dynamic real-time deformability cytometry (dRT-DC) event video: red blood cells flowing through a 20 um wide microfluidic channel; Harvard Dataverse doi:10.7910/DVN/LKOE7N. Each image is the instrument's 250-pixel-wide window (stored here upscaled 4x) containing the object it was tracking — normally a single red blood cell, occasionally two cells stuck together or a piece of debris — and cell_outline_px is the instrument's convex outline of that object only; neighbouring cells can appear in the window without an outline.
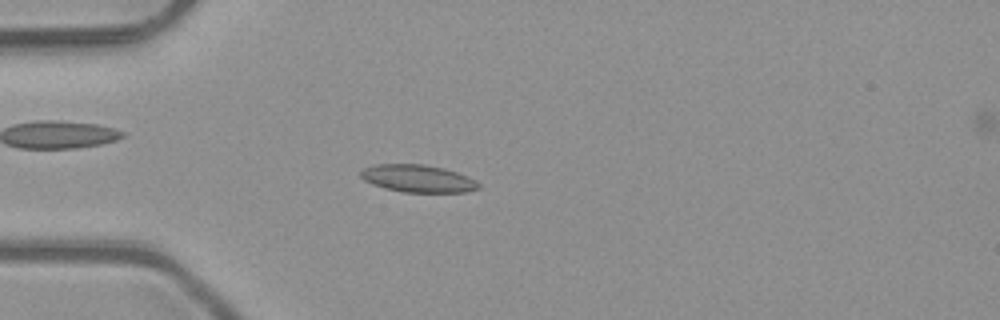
{"species": "common noctule bat (a hibernating species)", "species_latin": "Nyctalus noctula", "temperature_condition": "room temperature", "stored_images_in_passage": 50, "camera_frame_rate_fps": 3000, "um_per_image_px": 0.085, "animal": {"sex": "male", "body_mass_g": 23.1, "forearm_length_mm": 52.7}, "frame": {"image": 1, "passage_image": 13, "time_ms": 4.0, "image_size_px": [1000, 320], "cell_outline_px": [[480, 188], [468, 192], [404, 192], [384, 188], [372, 184], [364, 180], [360, 176], [360, 172], [364, 168], [372, 164], [424, 164], [444, 168], [468, 176], [476, 180], [480, 184]], "centroid_in_image_um": [35.52, 15.17], "position_along_channel_um": 49.5, "area_um2": 19.02}}
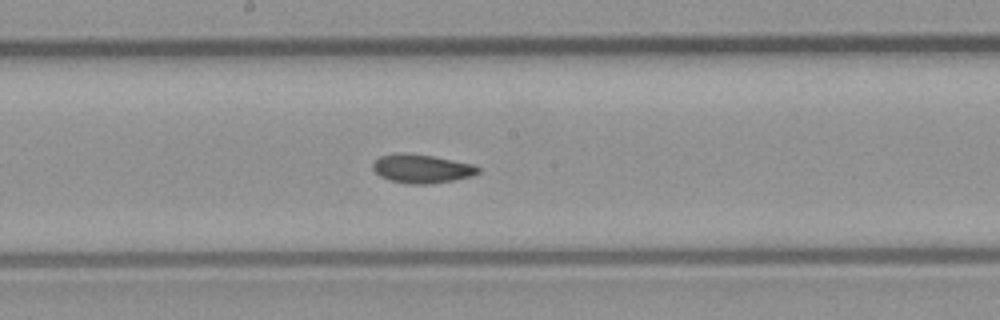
{"frame": {"image": 2, "passage_image": 26, "time_ms": 8.333, "image_size_px": [1000, 320], "cell_outline_px": [[480, 172], [472, 176], [432, 184], [408, 184], [392, 180], [380, 176], [372, 168], [372, 160], [380, 156], [400, 152], [432, 156], [476, 164], [480, 168]], "centroid_in_image_um": [35.85, 14.33], "position_along_channel_um": 212.3, "area_um2": 17.74}}
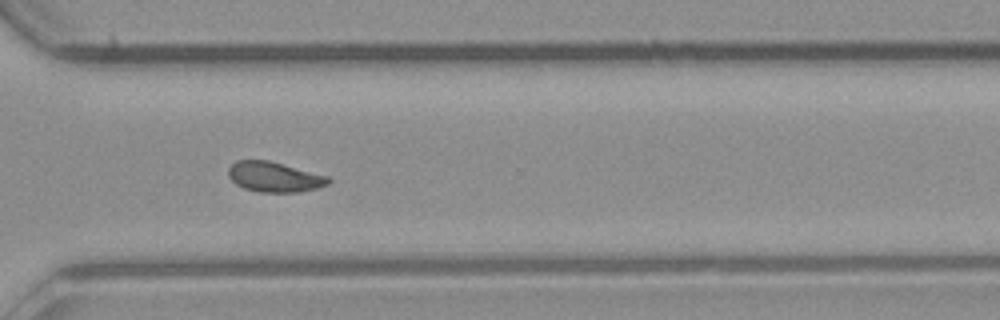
{"frame": {"image": 3, "passage_image": 36, "time_ms": 11.667, "image_size_px": [1000, 320], "cell_outline_px": [[332, 180], [328, 184], [316, 188], [300, 192], [260, 192], [244, 188], [236, 184], [228, 176], [228, 168], [236, 160], [268, 160], [328, 176]], "centroid_in_image_um": [23.31, 15.04], "position_along_channel_um": 347.3, "area_um2": 17.51}, "authors_computed_cell_mechanics": {"area_um2": 17.7446, "velocity_mm_per_s": 4.0617, "shape_relaxation_time_tau1_ms": null, "shape_relaxation_time_tau2_ms": 2.1814, "deformation_change_tau1": null, "deformation_change_tau2": 0.0661}}